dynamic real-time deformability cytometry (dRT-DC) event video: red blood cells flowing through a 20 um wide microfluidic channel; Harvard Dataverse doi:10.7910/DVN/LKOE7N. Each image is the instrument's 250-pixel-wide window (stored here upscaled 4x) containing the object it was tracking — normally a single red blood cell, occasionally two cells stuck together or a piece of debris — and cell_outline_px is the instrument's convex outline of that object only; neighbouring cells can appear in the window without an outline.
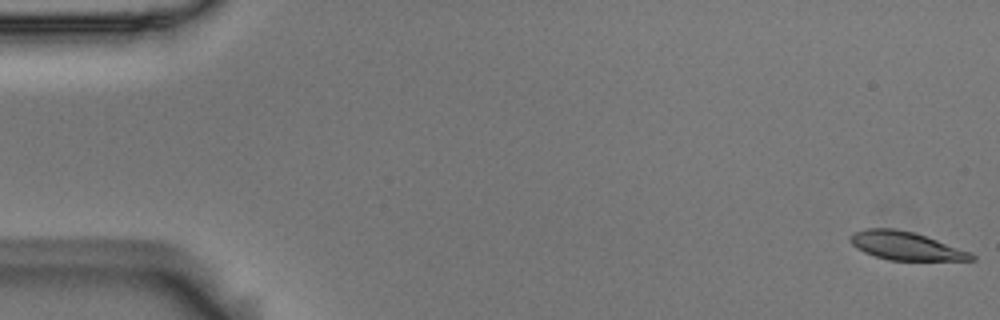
{"species": "Egyptian fruit bat (a non-hibernating species)", "species_latin": "Rousettus aegyptiacus", "temperature_condition": "room temperature", "stored_images_in_passage": 7, "camera_frame_rate_fps": 3000, "um_per_image_px": 0.085, "animal": {"sex": "male"}, "frame": {"image": 1, "passage_image": 1, "time_ms": 0.0, "image_size_px": [1000, 320], "cell_outline_px": [[976, 260], [888, 260], [864, 252], [856, 248], [848, 240], [848, 236], [852, 232], [864, 228], [896, 228], [912, 232], [972, 252], [976, 256]], "centroid_in_image_um": [76.94, 20.89], "position_along_channel_um": 8.1, "area_um2": 20.0}}
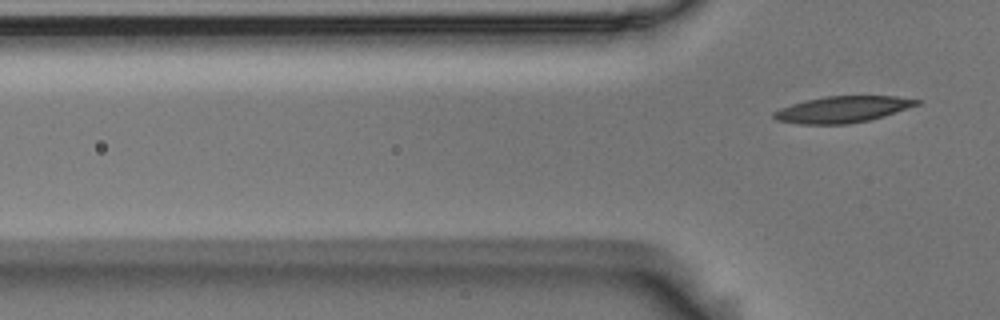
{"frame": {"image": 2, "passage_image": 7, "time_ms": 2.0, "image_size_px": [1000, 320], "cell_outline_px": [[920, 104], [884, 116], [868, 120], [848, 124], [800, 124], [776, 120], [772, 116], [772, 112], [780, 108], [792, 104], [824, 96], [896, 96], [920, 100]], "centroid_in_image_um": [71.6, 9.3], "position_along_channel_um": 54.2, "area_um2": 21.85}}